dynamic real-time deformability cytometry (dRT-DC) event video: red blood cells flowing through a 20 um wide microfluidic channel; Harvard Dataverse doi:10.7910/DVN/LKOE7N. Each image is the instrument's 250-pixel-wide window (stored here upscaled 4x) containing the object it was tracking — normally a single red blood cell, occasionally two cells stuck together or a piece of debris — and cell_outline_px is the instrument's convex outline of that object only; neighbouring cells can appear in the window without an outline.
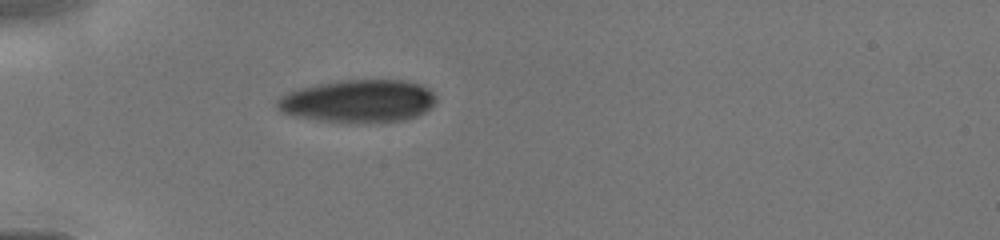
{"species": "human", "species_latin": "Homo sapiens", "temperature_condition": "cold", "stored_images_in_passage": 6, "camera_frame_rate_fps": 3000, "um_per_image_px": 0.085, "donor": {"sex": "male"}, "frame": {"image": 1, "passage_image": 1, "time_ms": 0.0, "image_size_px": [1000, 240], "cell_outline_px": [[436, 100], [424, 112], [416, 116], [404, 120], [320, 120], [296, 116], [280, 112], [276, 104], [276, 100], [280, 96], [288, 92], [300, 88], [316, 84], [340, 80], [404, 80], [420, 84], [428, 88], [436, 96]], "centroid_in_image_um": [30.43, 8.54], "position_along_channel_um": 54.6, "area_um2": 38.61}}
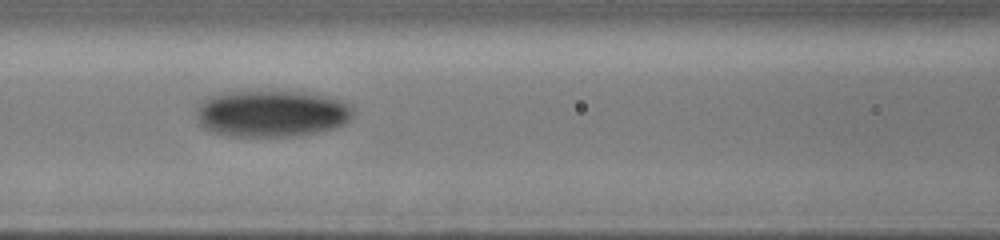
{"frame": {"image": 2, "passage_image": 5, "time_ms": 2.333, "image_size_px": [1000, 240], "cell_outline_px": [[356, 112], [344, 124], [336, 128], [316, 132], [292, 136], [232, 136], [216, 132], [204, 128], [200, 124], [196, 112], [196, 100], [220, 92], [308, 92], [328, 96], [352, 104]], "centroid_in_image_um": [23.08, 9.63], "position_along_channel_um": 143.5, "area_um2": 43.12}}
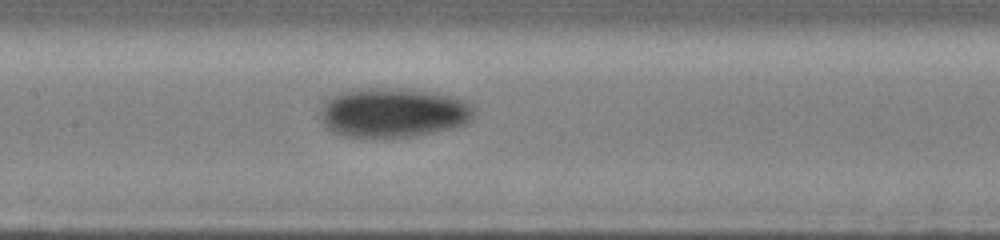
{"frame": {"image": 3, "passage_image": 6, "time_ms": 3.0, "image_size_px": [1000, 240], "cell_outline_px": [[476, 112], [472, 120], [464, 124], [452, 128], [436, 132], [416, 136], [344, 136], [332, 132], [324, 124], [320, 116], [320, 108], [332, 96], [340, 92], [352, 88], [396, 88], [432, 92], [464, 100]], "centroid_in_image_um": [33.41, 9.56], "position_along_channel_um": 174.0, "area_um2": 44.1}}